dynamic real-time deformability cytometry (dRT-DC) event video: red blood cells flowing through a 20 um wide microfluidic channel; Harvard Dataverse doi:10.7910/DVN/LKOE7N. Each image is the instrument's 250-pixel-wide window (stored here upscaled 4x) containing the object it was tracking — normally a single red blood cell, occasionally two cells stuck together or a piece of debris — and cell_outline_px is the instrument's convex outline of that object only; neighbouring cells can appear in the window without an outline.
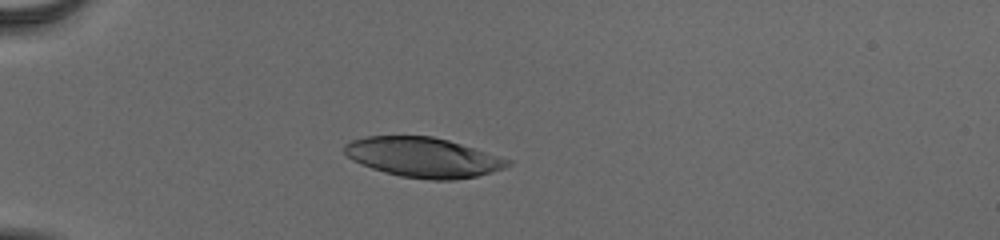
{"species": "human", "species_latin": "Homo sapiens", "temperature_condition": "cold", "stored_images_in_passage": 39, "camera_frame_rate_fps": 3000, "um_per_image_px": 0.085, "donor": {"sex": "male"}, "frame": {"image": 1, "passage_image": 1, "time_ms": 0.0, "image_size_px": [1000, 240], "cell_outline_px": [[512, 164], [504, 168], [476, 176], [456, 180], [428, 180], [400, 176], [384, 172], [372, 168], [352, 160], [344, 152], [344, 144], [352, 140], [364, 136], [432, 136], [448, 140], [512, 160]], "centroid_in_image_um": [35.96, 13.38], "position_along_channel_um": 49.0, "area_um2": 37.8}}
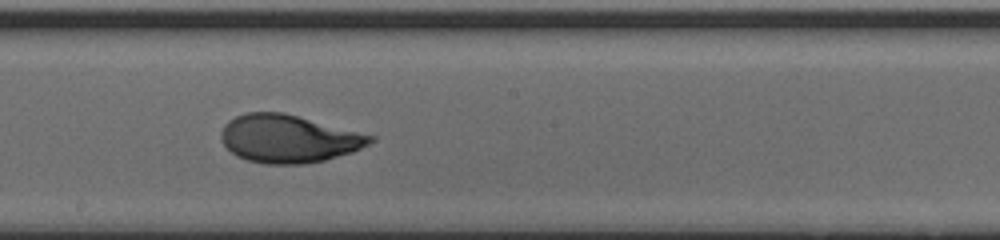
{"frame": {"image": 2, "passage_image": 17, "time_ms": 5.333, "image_size_px": [1000, 240], "cell_outline_px": [[376, 140], [352, 152], [324, 160], [304, 164], [264, 164], [248, 160], [236, 156], [224, 144], [220, 136], [220, 132], [224, 124], [228, 120], [236, 116], [248, 112], [284, 112], [376, 136]], "centroid_in_image_um": [24.52, 11.78], "position_along_channel_um": 223.7, "area_um2": 41.67}}
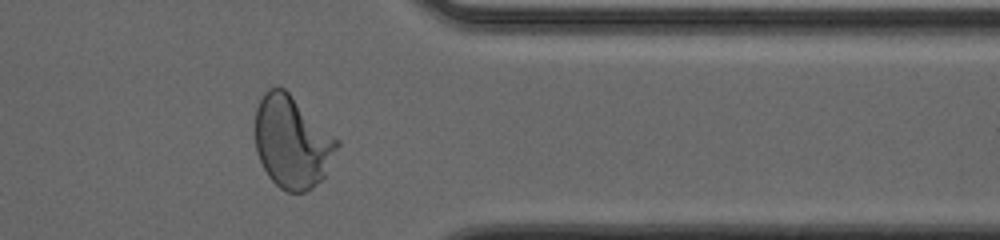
{"frame": {"image": 3, "passage_image": 30, "time_ms": 9.667, "image_size_px": [1000, 240], "cell_outline_px": [[340, 144], [324, 176], [312, 188], [304, 192], [288, 192], [280, 188], [268, 176], [256, 152], [256, 108], [264, 92], [268, 88], [284, 88], [340, 140]], "centroid_in_image_um": [24.84, 12.07], "position_along_channel_um": 386.6, "area_um2": 43.75}, "authors_computed_cell_mechanics": {"area_um2": 41.5582, "velocity_mm_per_s": 3.8769, "shape_relaxation_time_tau1_ms": 5.1817, "shape_relaxation_time_tau2_ms": 0.8568, "deformation_change_tau1": 0.2322, "deformation_change_tau2": 0.0556}}